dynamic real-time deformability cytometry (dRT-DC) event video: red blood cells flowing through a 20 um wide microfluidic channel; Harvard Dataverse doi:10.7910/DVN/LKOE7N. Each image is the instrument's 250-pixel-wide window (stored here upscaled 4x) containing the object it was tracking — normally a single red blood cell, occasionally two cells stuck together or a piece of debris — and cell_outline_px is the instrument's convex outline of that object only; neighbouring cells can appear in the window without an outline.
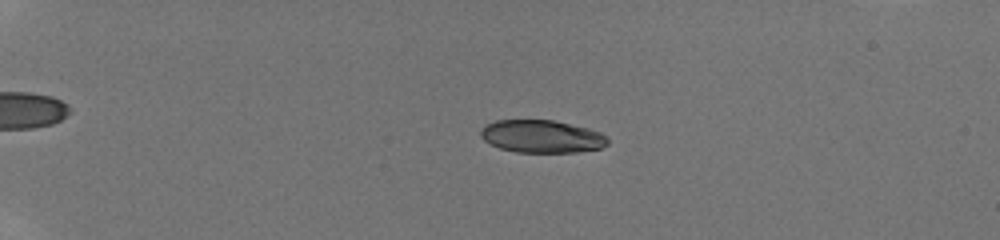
{"species": "human", "species_latin": "Homo sapiens", "temperature_condition": "room temperature", "stored_images_in_passage": 43, "camera_frame_rate_fps": 3000, "um_per_image_px": 0.085, "donor": {"sex": "male"}, "frame": {"image": 1, "passage_image": 16, "time_ms": 4.667, "image_size_px": [1000, 240], "cell_outline_px": [[608, 144], [600, 148], [576, 152], [516, 152], [500, 148], [484, 140], [480, 136], [480, 132], [488, 124], [496, 120], [552, 120], [588, 128], [600, 132], [608, 136]], "centroid_in_image_um": [46.08, 11.6], "position_along_channel_um": 38.9, "area_um2": 24.04}}
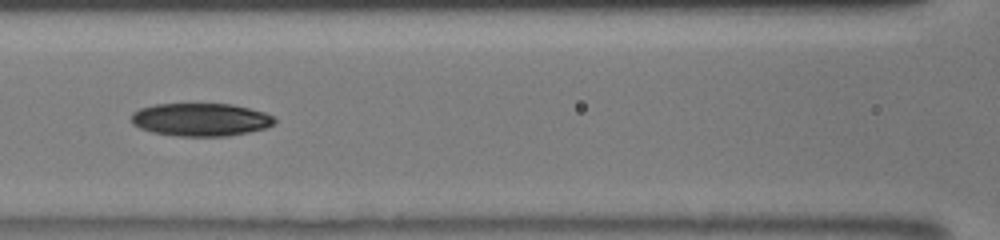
{"frame": {"image": 2, "passage_image": 32, "time_ms": 9.333, "image_size_px": [1000, 240], "cell_outline_px": [[276, 124], [268, 128], [228, 136], [176, 136], [152, 132], [140, 128], [132, 124], [132, 112], [140, 108], [156, 104], [232, 104], [264, 112], [272, 116], [276, 120]], "centroid_in_image_um": [17.07, 10.17], "position_along_channel_um": 149.5, "area_um2": 27.63}}
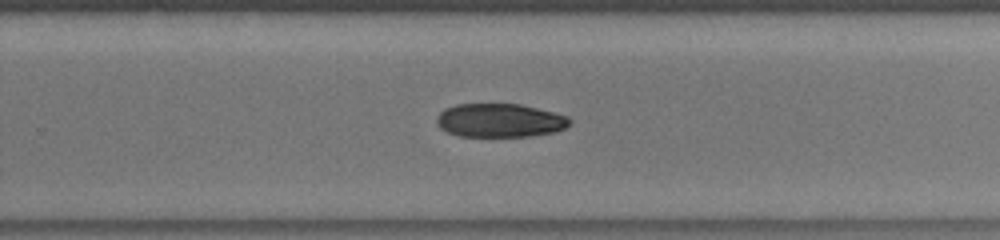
{"frame": {"image": 3, "passage_image": 43, "time_ms": 12.667, "image_size_px": [1000, 240], "cell_outline_px": [[572, 124], [564, 128], [552, 132], [528, 136], [456, 136], [440, 128], [436, 120], [440, 112], [444, 108], [456, 104], [520, 104], [568, 116], [572, 120]], "centroid_in_image_um": [42.47, 10.23], "position_along_channel_um": 287.3, "area_um2": 26.01}}